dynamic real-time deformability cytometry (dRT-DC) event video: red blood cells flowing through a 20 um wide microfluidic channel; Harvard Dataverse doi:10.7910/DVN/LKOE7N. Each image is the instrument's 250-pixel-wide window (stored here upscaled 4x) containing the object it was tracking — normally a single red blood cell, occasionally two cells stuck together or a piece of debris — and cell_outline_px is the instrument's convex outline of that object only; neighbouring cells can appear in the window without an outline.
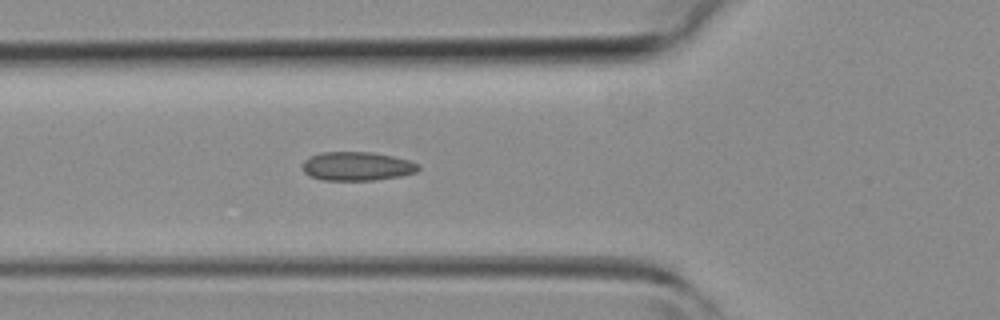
{"species": "common noctule bat (a hibernating species)", "species_latin": "Nyctalus noctula", "temperature_condition": "room temperature", "stored_images_in_passage": 26, "camera_frame_rate_fps": 3000, "um_per_image_px": 0.085, "animal": {"sex": "female", "body_mass_g": 19.3, "forearm_length_mm": 54.1}, "frame": {"image": 1, "passage_image": 2, "time_ms": 0.333, "image_size_px": [1000, 320], "cell_outline_px": [[420, 168], [416, 172], [400, 176], [376, 180], [324, 180], [312, 176], [304, 172], [304, 160], [320, 152], [372, 152], [392, 156], [408, 160], [420, 164]], "centroid_in_image_um": [30.39, 14.13], "position_along_channel_um": 95.4, "area_um2": 19.31}}
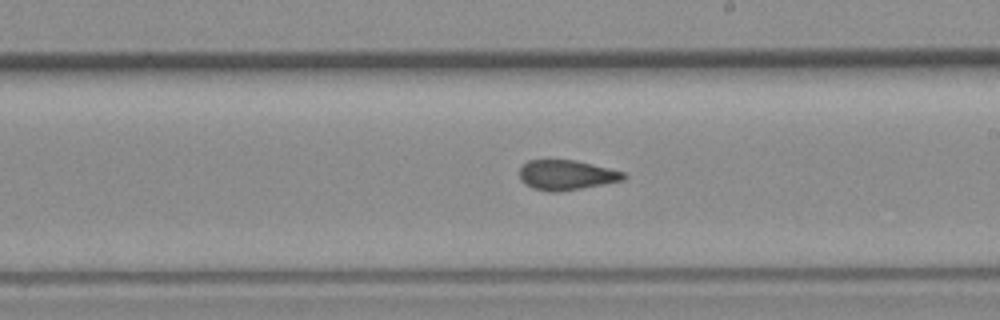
{"frame": {"image": 2, "passage_image": 11, "time_ms": 3.333, "image_size_px": [1000, 320], "cell_outline_px": [[628, 176], [624, 180], [604, 184], [560, 192], [548, 192], [532, 188], [524, 184], [520, 180], [520, 168], [528, 160], [576, 160], [624, 172]], "centroid_in_image_um": [48.14, 14.89], "position_along_channel_um": 240.9, "area_um2": 18.26}}
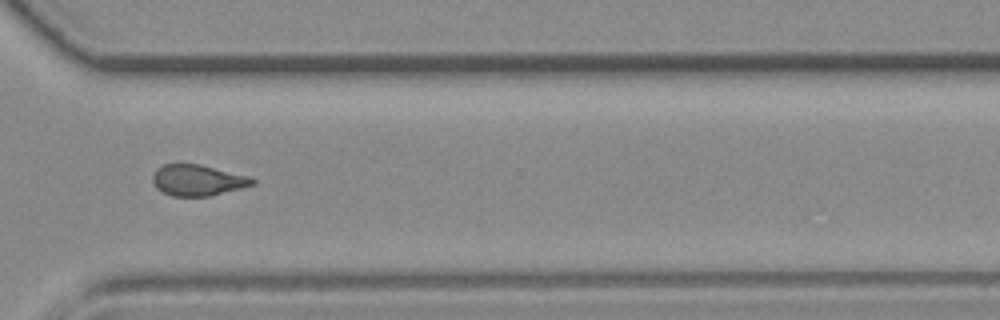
{"frame": {"image": 3, "passage_image": 18, "time_ms": 5.667, "image_size_px": [1000, 320], "cell_outline_px": [[256, 184], [208, 196], [172, 196], [156, 188], [152, 180], [152, 176], [156, 168], [164, 164], [200, 164], [252, 176], [256, 180]], "centroid_in_image_um": [16.82, 15.3], "position_along_channel_um": 353.8, "area_um2": 18.15}}